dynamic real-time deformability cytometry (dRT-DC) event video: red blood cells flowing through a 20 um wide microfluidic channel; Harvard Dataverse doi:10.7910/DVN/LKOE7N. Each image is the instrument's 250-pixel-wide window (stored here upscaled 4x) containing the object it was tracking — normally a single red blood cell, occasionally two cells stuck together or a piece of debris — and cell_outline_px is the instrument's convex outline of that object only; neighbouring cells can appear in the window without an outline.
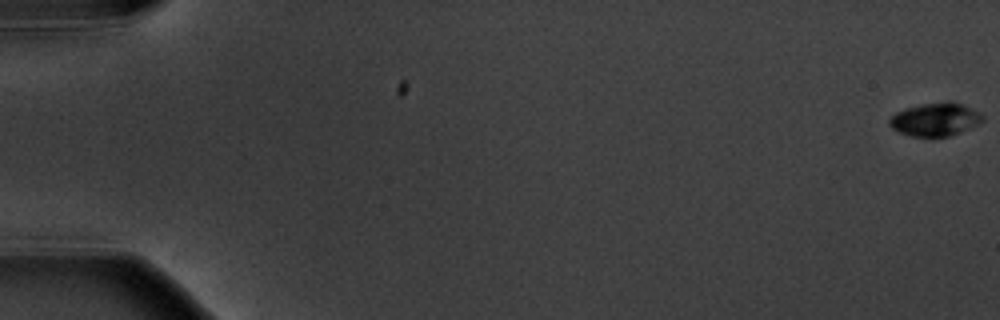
{"species": "common noctule bat (a hibernating species)", "species_latin": "Nyctalus noctula", "temperature_condition": "warm", "stored_images_in_passage": 9, "camera_frame_rate_fps": 3000, "um_per_image_px": 0.085, "animal": {"sex": "male", "body_mass_g": 20.1, "forearm_length_mm": 53.5}, "frame": {"image": 1, "passage_image": 1, "time_ms": 0.0, "image_size_px": [1000, 320], "cell_outline_px": [[984, 120], [960, 132], [948, 136], [912, 136], [900, 132], [892, 128], [888, 124], [888, 120], [896, 112], [904, 108], [924, 104], [948, 100], [952, 100], [984, 116]], "centroid_in_image_um": [79.45, 10.14], "position_along_channel_um": 5.5, "area_um2": 17.69}}
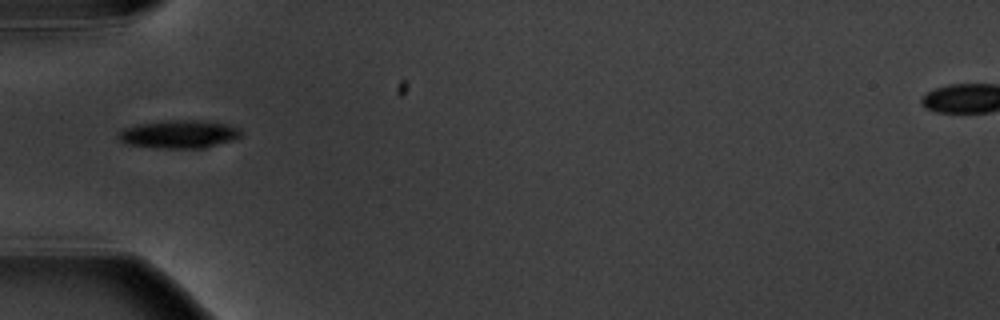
{"frame": {"image": 2, "passage_image": 6, "time_ms": 6.667, "image_size_px": [1000, 320], "cell_outline_px": [[244, 132], [240, 136], [232, 140], [204, 148], [156, 148], [124, 144], [116, 136], [124, 128], [136, 124], [168, 120], [196, 120], [224, 124], [240, 128]], "centroid_in_image_um": [15.18, 11.41], "position_along_channel_um": 69.8, "area_um2": 20.11}}
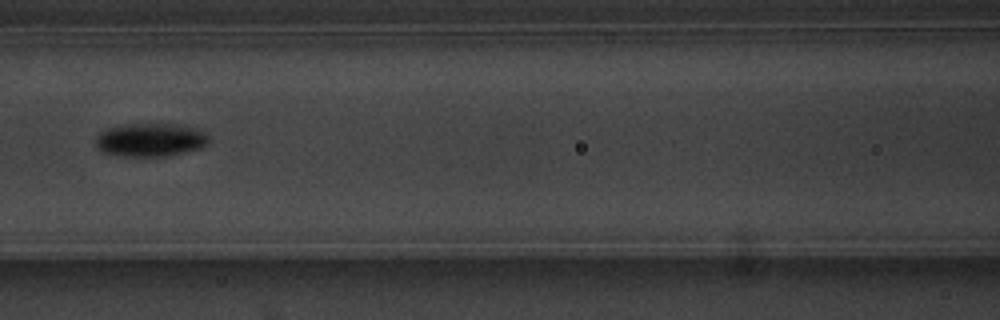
{"frame": {"image": 3, "passage_image": 8, "time_ms": 9.0, "image_size_px": [1000, 320], "cell_outline_px": [[208, 144], [200, 148], [168, 156], [116, 156], [100, 152], [96, 148], [96, 136], [100, 132], [108, 128], [128, 124], [176, 124], [196, 128], [204, 132], [208, 136]], "centroid_in_image_um": [12.75, 11.9], "position_along_channel_um": 153.9, "area_um2": 22.14}}